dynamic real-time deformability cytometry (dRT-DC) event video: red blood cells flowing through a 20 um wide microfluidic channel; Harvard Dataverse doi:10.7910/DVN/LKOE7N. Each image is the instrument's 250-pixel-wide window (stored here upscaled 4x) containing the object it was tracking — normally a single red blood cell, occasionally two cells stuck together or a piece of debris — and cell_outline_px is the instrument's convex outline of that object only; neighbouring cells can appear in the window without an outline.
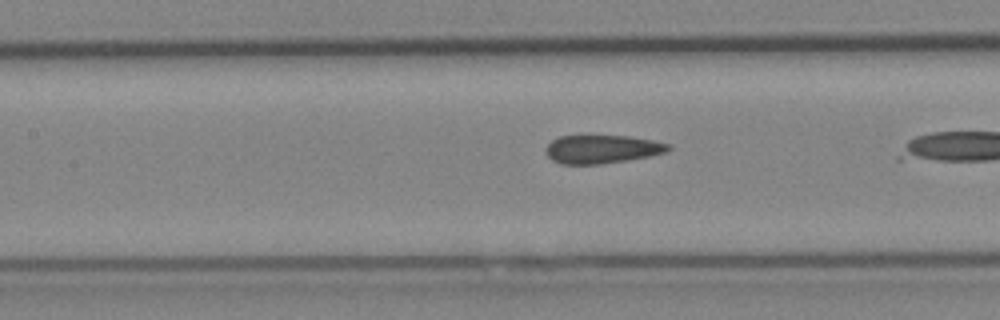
{"species": "Egyptian fruit bat (a non-hibernating species)", "species_latin": "Rousettus aegyptiacus", "temperature_condition": "cold", "stored_images_in_passage": 23, "camera_frame_rate_fps": 3000, "um_per_image_px": 0.085, "animal": {"sex": "female"}, "frame": {"image": 1, "passage_image": 7, "time_ms": 2.0, "image_size_px": [1000, 320], "cell_outline_px": [[672, 148], [668, 152], [628, 160], [600, 164], [560, 164], [552, 160], [548, 156], [544, 148], [552, 140], [560, 136], [628, 136], [652, 140], [672, 144]], "centroid_in_image_um": [51.19, 12.68], "position_along_channel_um": 156.2, "area_um2": 20.35}}
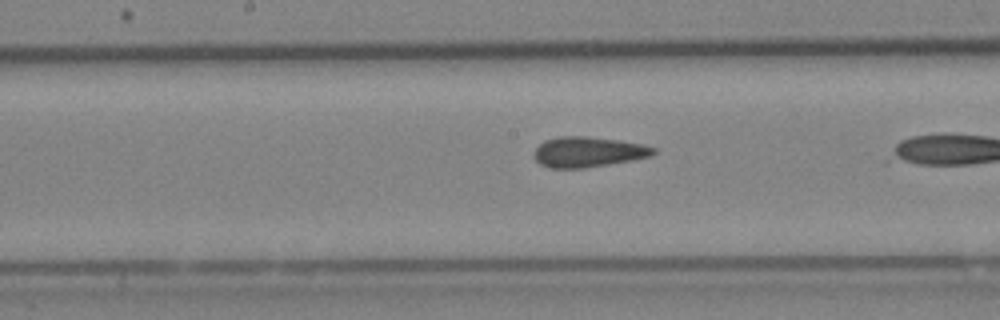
{"frame": {"image": 2, "passage_image": 10, "time_ms": 3.0, "image_size_px": [1000, 320], "cell_outline_px": [[656, 152], [652, 156], [632, 160], [584, 168], [548, 168], [540, 164], [532, 156], [536, 148], [544, 140], [560, 136], [584, 136], [616, 140], [644, 144], [656, 148]], "centroid_in_image_um": [49.97, 12.92], "position_along_channel_um": 198.2, "area_um2": 21.15}}